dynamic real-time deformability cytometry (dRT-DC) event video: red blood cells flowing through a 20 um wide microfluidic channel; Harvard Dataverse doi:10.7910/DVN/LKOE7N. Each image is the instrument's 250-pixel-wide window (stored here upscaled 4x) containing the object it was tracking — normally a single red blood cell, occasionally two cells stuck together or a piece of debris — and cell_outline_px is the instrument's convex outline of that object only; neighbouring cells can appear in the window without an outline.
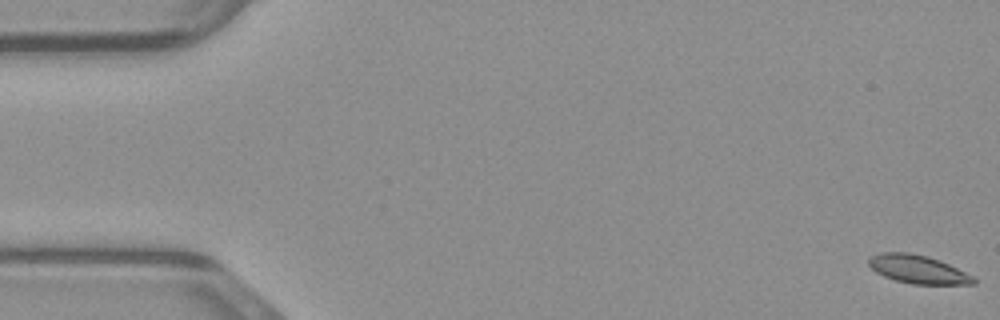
{"species": "common noctule bat (a hibernating species)", "species_latin": "Nyctalus noctula", "temperature_condition": "warm", "stored_images_in_passage": 49, "camera_frame_rate_fps": 3000, "um_per_image_px": 0.085, "animal": {"sex": "male", "body_mass_g": 23.1, "forearm_length_mm": 52.7}, "frame": {"image": 1, "passage_image": 1, "time_ms": 0.0, "image_size_px": [1000, 320], "cell_outline_px": [[976, 284], [912, 284], [896, 280], [884, 276], [876, 272], [868, 264], [868, 260], [872, 256], [880, 252], [908, 252], [928, 256], [948, 264], [972, 276], [976, 280]], "centroid_in_image_um": [78.0, 22.88], "position_along_channel_um": 7.0, "area_um2": 17.11}}
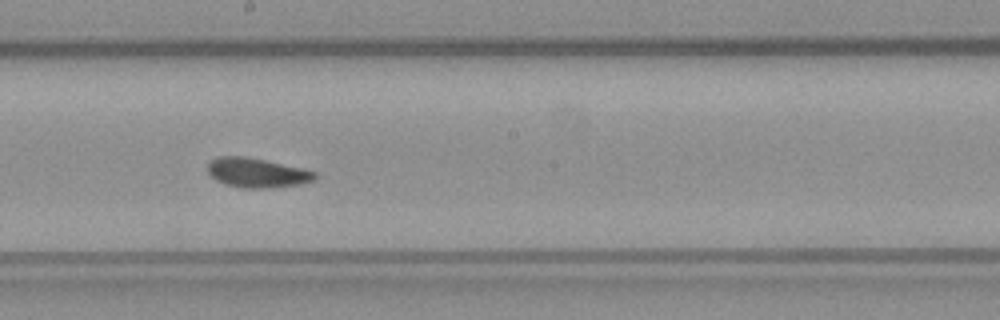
{"frame": {"image": 2, "passage_image": 27, "time_ms": 8.667, "image_size_px": [1000, 320], "cell_outline_px": [[316, 180], [300, 184], [268, 188], [240, 188], [224, 184], [216, 180], [208, 172], [208, 164], [216, 156], [244, 156], [304, 168], [316, 172]], "centroid_in_image_um": [21.85, 14.69], "position_along_channel_um": 226.4, "area_um2": 18.5}}
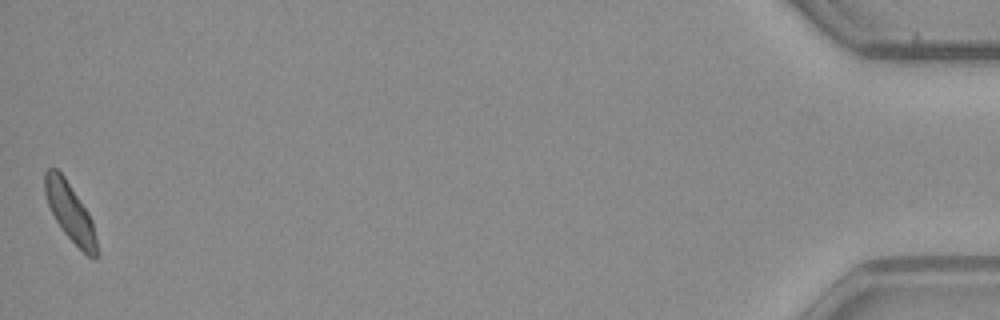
{"frame": {"image": 3, "passage_image": 49, "time_ms": 16.0, "image_size_px": [1000, 320], "cell_outline_px": [[100, 252], [96, 260], [88, 256], [64, 232], [56, 220], [48, 204], [44, 192], [44, 172], [48, 168], [56, 168], [64, 176], [88, 212], [92, 220]], "centroid_in_image_um": [5.98, 18.05], "position_along_channel_um": 429.2, "area_um2": 17.57}}